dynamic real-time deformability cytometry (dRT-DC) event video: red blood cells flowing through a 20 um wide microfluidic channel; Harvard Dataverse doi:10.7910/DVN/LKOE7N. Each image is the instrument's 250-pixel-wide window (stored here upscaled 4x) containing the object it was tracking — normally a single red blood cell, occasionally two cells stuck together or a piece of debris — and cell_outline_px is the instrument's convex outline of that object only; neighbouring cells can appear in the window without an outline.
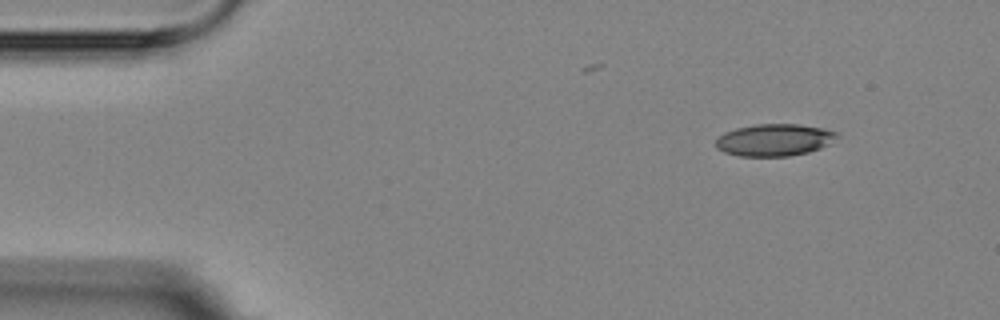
{"species": "Egyptian fruit bat (a non-hibernating species)", "species_latin": "Rousettus aegyptiacus", "temperature_condition": "room temperature", "stored_images_in_passage": 4, "segment_of_instrument_passage": [1, 2], "camera_frame_rate_fps": 3000, "um_per_image_px": 0.085, "animal": {"sex": "female"}, "frame": {"image": 1, "passage_image": 1, "time_ms": 0.0, "image_size_px": [1000, 320], "cell_outline_px": [[840, 136], [828, 144], [820, 148], [808, 152], [788, 156], [740, 156], [724, 152], [716, 148], [716, 140], [724, 132], [736, 128], [756, 124], [796, 124], [820, 128], [836, 132]], "centroid_in_image_um": [65.8, 11.9], "position_along_channel_um": 19.2, "area_um2": 22.48}}
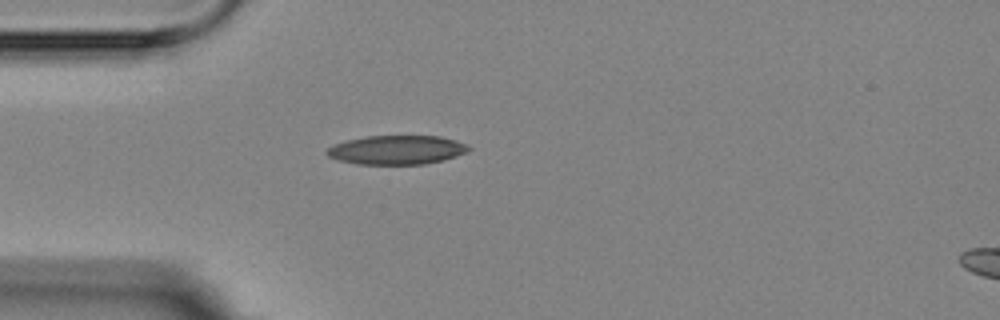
{"frame": {"image": 2, "passage_image": 3, "time_ms": 3.0, "image_size_px": [1000, 320], "cell_outline_px": [[472, 148], [468, 152], [444, 160], [424, 164], [356, 164], [336, 160], [328, 156], [324, 152], [332, 144], [344, 140], [368, 136], [440, 136], [456, 140], [468, 144]], "centroid_in_image_um": [33.71, 12.74], "position_along_channel_um": 51.3, "area_um2": 24.33}}